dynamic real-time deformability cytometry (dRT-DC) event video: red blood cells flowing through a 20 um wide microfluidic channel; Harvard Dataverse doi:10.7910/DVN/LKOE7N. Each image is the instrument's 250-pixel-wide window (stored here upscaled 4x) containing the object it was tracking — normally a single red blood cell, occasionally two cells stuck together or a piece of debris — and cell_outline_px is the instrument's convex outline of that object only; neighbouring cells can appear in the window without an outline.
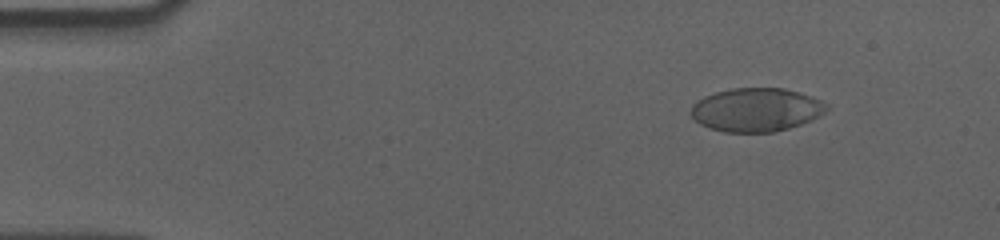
{"species": "human", "species_latin": "Homo sapiens", "temperature_condition": "cold", "stored_images_in_passage": 57, "camera_frame_rate_fps": 3000, "um_per_image_px": 0.085, "donor": {"sex": "male"}, "frame": {"image": 1, "passage_image": 7, "time_ms": 2.0, "image_size_px": [1000, 240], "cell_outline_px": [[828, 108], [820, 116], [812, 120], [788, 128], [772, 132], [724, 132], [708, 128], [700, 124], [688, 112], [692, 104], [696, 100], [704, 96], [716, 92], [732, 88], [784, 88], [812, 96], [828, 104]], "centroid_in_image_um": [64.25, 9.33], "position_along_channel_um": 20.7, "area_um2": 34.62}}
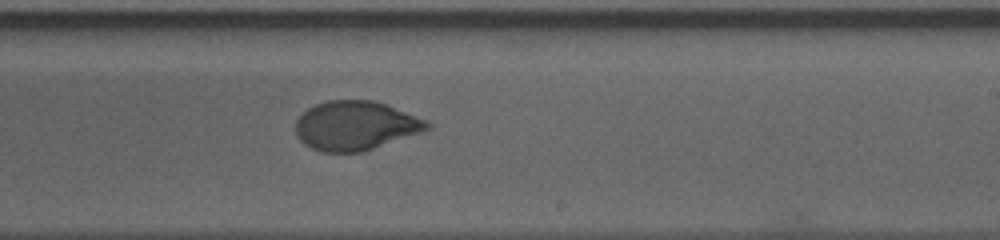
{"frame": {"image": 2, "passage_image": 35, "time_ms": 11.333, "image_size_px": [1000, 240], "cell_outline_px": [[432, 124], [428, 128], [420, 132], [364, 152], [320, 152], [304, 144], [296, 136], [296, 120], [308, 108], [316, 104], [328, 100], [376, 100], [388, 104], [428, 120]], "centroid_in_image_um": [30.22, 10.67], "position_along_channel_um": 258.8, "area_um2": 37.86}}
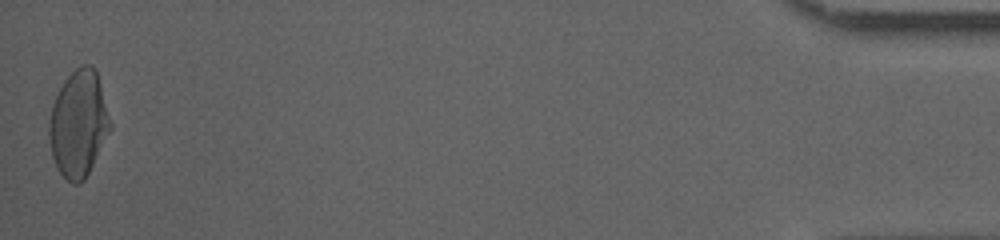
{"frame": {"image": 3, "passage_image": 57, "time_ms": 18.667, "image_size_px": [1000, 240], "cell_outline_px": [[112, 128], [84, 180], [80, 184], [72, 184], [56, 168], [52, 156], [48, 132], [48, 124], [52, 104], [64, 80], [80, 64], [92, 64], [96, 68], [112, 124]], "centroid_in_image_um": [6.68, 10.5], "position_along_channel_um": 428.5, "area_um2": 38.09}, "authors_computed_cell_mechanics": {"area_um2": 37.6278, "velocity_mm_per_s": 3.5516, "shape_relaxation_time_tau1_ms": 7.0296, "shape_relaxation_time_tau2_ms": null, "deformation_change_tau1": 0.2017, "deformation_change_tau2": null}}